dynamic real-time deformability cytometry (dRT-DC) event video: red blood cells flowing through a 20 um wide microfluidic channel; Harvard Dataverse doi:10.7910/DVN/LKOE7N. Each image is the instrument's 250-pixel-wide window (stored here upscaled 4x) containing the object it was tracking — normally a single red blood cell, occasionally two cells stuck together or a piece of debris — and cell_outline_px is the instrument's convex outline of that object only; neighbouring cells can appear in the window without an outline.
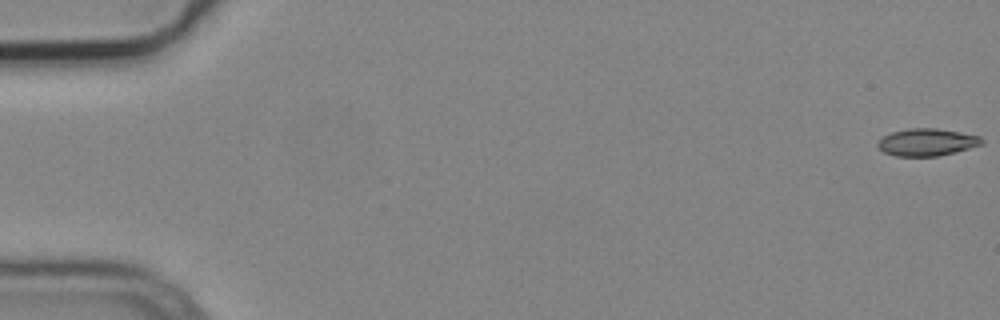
{"species": "common noctule bat (a hibernating species)", "species_latin": "Nyctalus noctula", "temperature_condition": "cold", "stored_images_in_passage": 5, "camera_frame_rate_fps": 3000, "um_per_image_px": 0.085, "animal": {"sex": "male", "body_mass_g": 19.2, "forearm_length_mm": 51.8}, "frame": {"image": 1, "passage_image": 1, "time_ms": 0.0, "image_size_px": [1000, 320], "cell_outline_px": [[984, 144], [956, 152], [936, 156], [896, 156], [884, 152], [876, 144], [884, 136], [892, 132], [908, 128], [936, 128], [960, 132], [980, 136], [984, 140]], "centroid_in_image_um": [78.82, 12.08], "position_along_channel_um": 6.2, "area_um2": 16.53}}
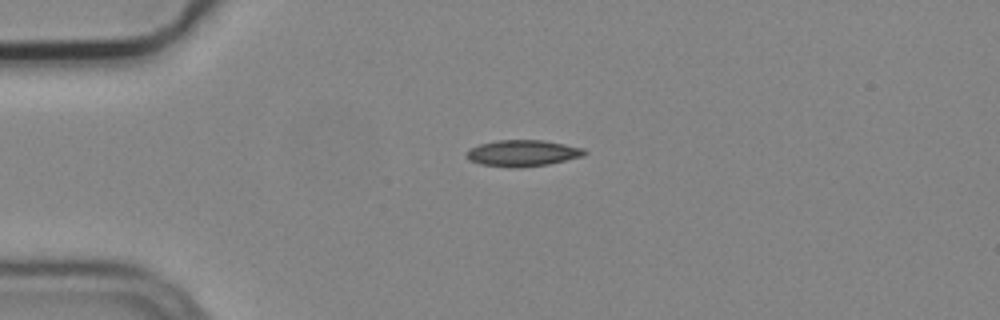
{"frame": {"image": 2, "passage_image": 4, "time_ms": 1.0, "image_size_px": [1000, 320], "cell_outline_px": [[588, 152], [584, 156], [548, 164], [516, 168], [508, 168], [480, 164], [468, 160], [464, 156], [468, 148], [480, 144], [496, 140], [544, 140], [584, 148]], "centroid_in_image_um": [44.38, 13.02], "position_along_channel_um": 40.6, "area_um2": 18.38}}